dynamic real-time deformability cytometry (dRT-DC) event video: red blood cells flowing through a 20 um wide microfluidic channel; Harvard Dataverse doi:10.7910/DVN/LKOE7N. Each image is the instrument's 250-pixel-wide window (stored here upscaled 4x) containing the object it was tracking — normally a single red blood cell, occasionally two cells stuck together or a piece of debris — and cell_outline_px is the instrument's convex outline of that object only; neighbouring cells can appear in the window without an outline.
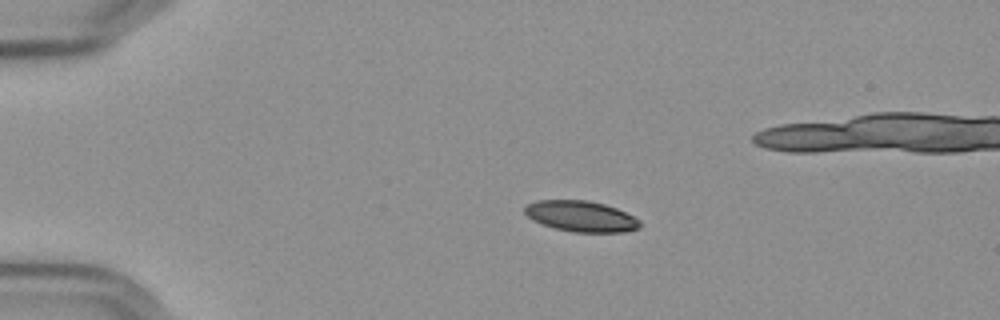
{"species": "Egyptian fruit bat (a non-hibernating species)", "species_latin": "Rousettus aegyptiacus", "temperature_condition": "cold", "stored_images_in_passage": 46, "camera_frame_rate_fps": 3000, "um_per_image_px": 0.085, "frame": {"image": 1, "passage_image": 1, "time_ms": 0.0, "image_size_px": [1000, 320], "cell_outline_px": [[640, 228], [624, 232], [572, 232], [556, 228], [532, 220], [524, 212], [524, 208], [528, 204], [536, 200], [588, 200], [604, 204], [616, 208], [640, 220]], "centroid_in_image_um": [49.39, 18.38], "position_along_channel_um": 35.6, "area_um2": 20.58}}
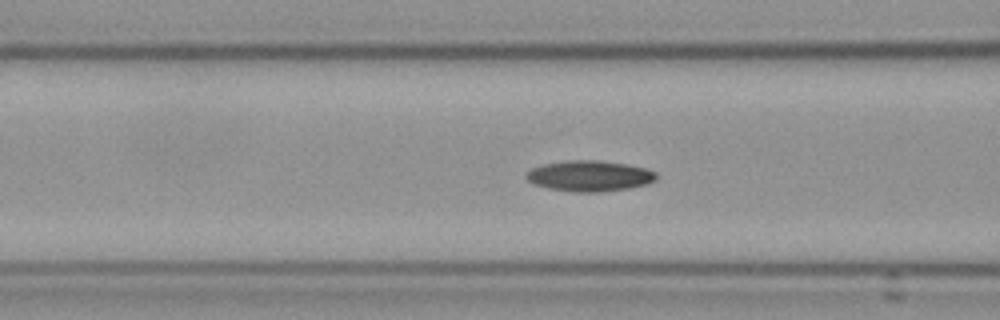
{"frame": {"image": 2, "passage_image": 12, "time_ms": 3.667, "image_size_px": [1000, 320], "cell_outline_px": [[656, 180], [648, 184], [628, 188], [600, 192], [572, 192], [548, 188], [532, 184], [524, 176], [532, 168], [544, 164], [568, 160], [600, 160], [628, 164], [644, 168], [656, 172]], "centroid_in_image_um": [50.11, 14.96], "position_along_channel_um": 116.5, "area_um2": 23.41}}
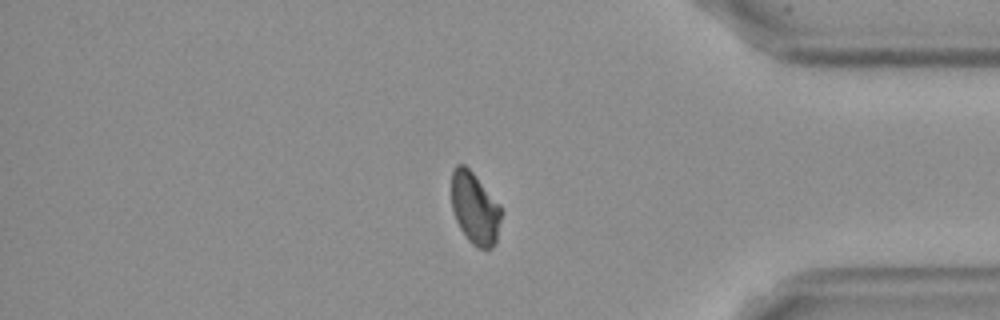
{"frame": {"image": 3, "passage_image": 37, "time_ms": 12.0, "image_size_px": [1000, 320], "cell_outline_px": [[504, 208], [496, 244], [492, 248], [480, 248], [472, 244], [468, 240], [460, 228], [456, 220], [452, 208], [452, 172], [456, 164], [464, 164], [472, 172]], "centroid_in_image_um": [40.4, 17.72], "position_along_channel_um": 394.8, "area_um2": 21.1}}